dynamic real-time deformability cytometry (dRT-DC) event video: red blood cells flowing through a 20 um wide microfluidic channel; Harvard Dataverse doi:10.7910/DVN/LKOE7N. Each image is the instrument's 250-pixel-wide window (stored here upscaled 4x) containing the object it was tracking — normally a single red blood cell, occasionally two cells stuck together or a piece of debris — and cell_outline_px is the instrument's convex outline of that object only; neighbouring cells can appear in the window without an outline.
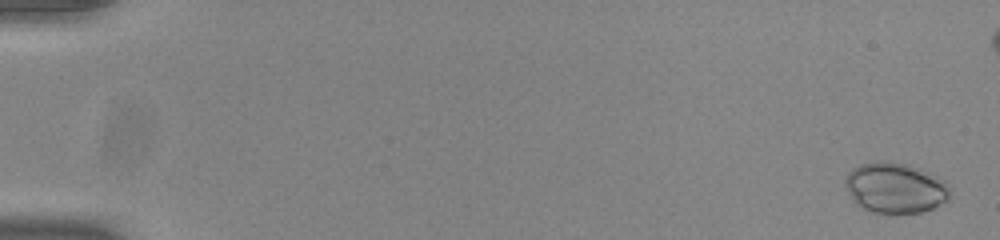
{"species": "common noctule bat (a hibernating species)", "species_latin": "Nyctalus noctula", "temperature_condition": "room temperature", "stored_images_in_passage": 50, "camera_frame_rate_fps": 3000, "um_per_image_px": 0.085, "animal": {"sex": "male", "body_mass_g": 20.0, "forearm_length_mm": 53.3}, "frame": {"image": 1, "passage_image": 2, "time_ms": 0.333, "image_size_px": [1000, 240], "cell_outline_px": [[948, 196], [944, 200], [932, 208], [920, 212], [872, 212], [856, 204], [852, 200], [844, 184], [844, 180], [848, 172], [852, 168], [860, 164], [880, 160], [884, 160], [908, 164], [920, 168], [944, 180], [948, 192]], "centroid_in_image_um": [76.01, 15.93], "position_along_channel_um": 9.0, "area_um2": 30.46}}
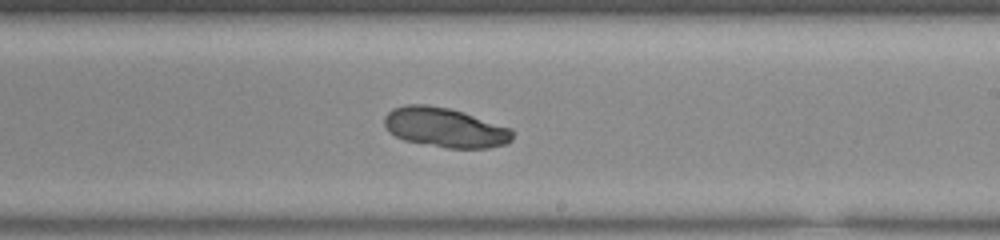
{"frame": {"image": 2, "passage_image": 34, "time_ms": 11.0, "image_size_px": [1000, 240], "cell_outline_px": [[512, 140], [508, 144], [488, 148], [448, 148], [404, 140], [388, 132], [384, 124], [384, 116], [392, 108], [404, 104], [424, 104], [448, 108], [464, 112], [512, 128]], "centroid_in_image_um": [37.82, 10.83], "position_along_channel_um": 251.2, "area_um2": 29.77}}
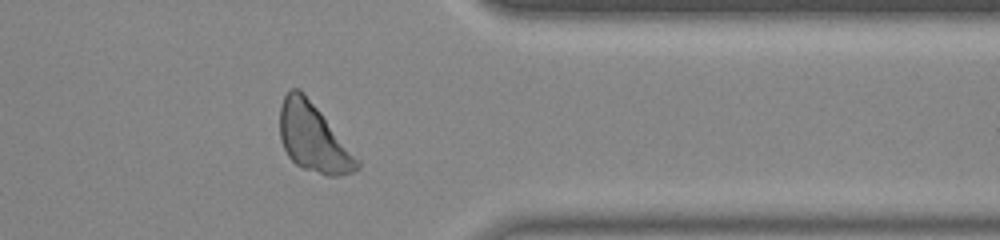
{"frame": {"image": 3, "passage_image": 45, "time_ms": 14.667, "image_size_px": [1000, 240], "cell_outline_px": [[360, 168], [352, 172], [340, 176], [328, 176], [304, 168], [296, 164], [288, 156], [280, 140], [280, 104], [284, 96], [292, 88], [300, 88], [304, 92], [360, 160]], "centroid_in_image_um": [26.63, 11.71], "position_along_channel_um": 384.8, "area_um2": 30.52}}